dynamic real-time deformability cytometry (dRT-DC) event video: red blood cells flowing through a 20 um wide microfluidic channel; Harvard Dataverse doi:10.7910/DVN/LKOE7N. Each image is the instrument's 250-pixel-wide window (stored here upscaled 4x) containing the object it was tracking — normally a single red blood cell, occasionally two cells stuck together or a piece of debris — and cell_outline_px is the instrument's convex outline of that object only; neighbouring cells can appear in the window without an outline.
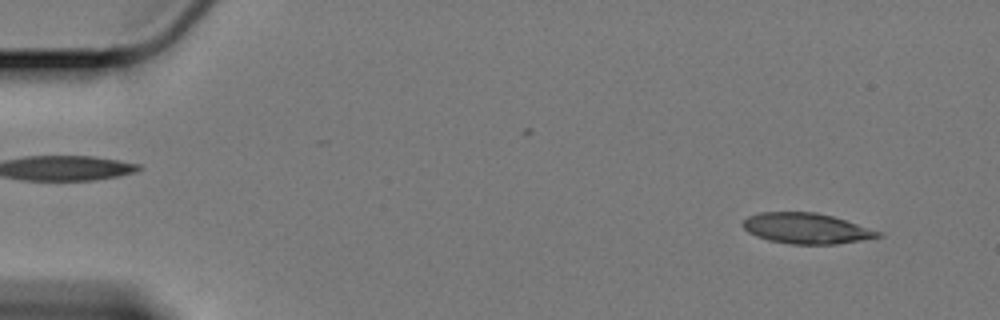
{"species": "Egyptian fruit bat (a non-hibernating species)", "species_latin": "Rousettus aegyptiacus", "temperature_condition": "cold", "stored_images_in_passage": 58, "camera_frame_rate_fps": 3000, "um_per_image_px": 0.085, "animal": {"sex": "female"}, "frame": {"image": 1, "passage_image": 4, "time_ms": 1.0, "image_size_px": [1000, 320], "cell_outline_px": [[884, 236], [836, 244], [792, 244], [768, 240], [756, 236], [748, 232], [740, 224], [748, 216], [760, 212], [816, 212], [832, 216], [884, 232]], "centroid_in_image_um": [68.54, 19.41], "position_along_channel_um": 16.5, "area_um2": 24.16}}
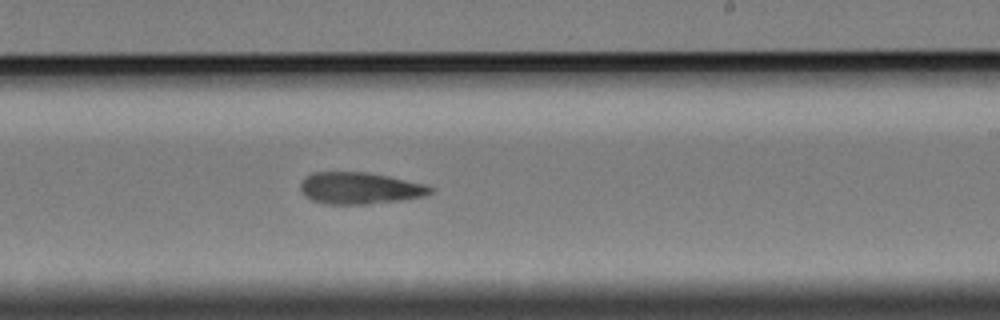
{"frame": {"image": 2, "passage_image": 35, "time_ms": 11.333, "image_size_px": [1000, 320], "cell_outline_px": [[432, 192], [424, 196], [400, 200], [368, 204], [328, 204], [312, 200], [304, 196], [300, 188], [300, 184], [304, 176], [312, 172], [368, 172], [428, 184], [432, 188]], "centroid_in_image_um": [30.56, 15.99], "position_along_channel_um": 258.4, "area_um2": 24.16}}
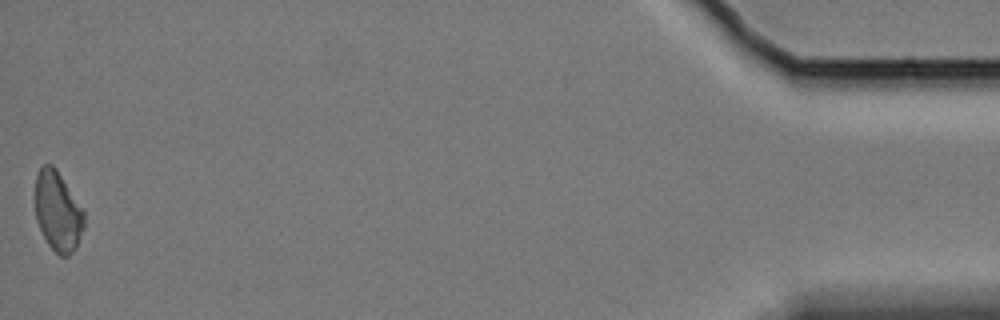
{"frame": {"image": 3, "passage_image": 58, "time_ms": 19.0, "image_size_px": [1000, 320], "cell_outline_px": [[84, 228], [76, 248], [68, 256], [60, 256], [48, 244], [36, 220], [36, 176], [40, 168], [44, 164], [52, 164], [56, 168], [84, 208]], "centroid_in_image_um": [4.94, 17.96], "position_along_channel_um": 430.3, "area_um2": 22.83}, "authors_computed_cell_mechanics": {"area_um2": 24.3338, "velocity_mm_per_s": 3.3835, "shape_relaxation_time_tau1_ms": 9.909, "shape_relaxation_time_tau2_ms": 8.9407, "deformation_change_tau1": 0.1569, "deformation_change_tau2": 0.1791}}